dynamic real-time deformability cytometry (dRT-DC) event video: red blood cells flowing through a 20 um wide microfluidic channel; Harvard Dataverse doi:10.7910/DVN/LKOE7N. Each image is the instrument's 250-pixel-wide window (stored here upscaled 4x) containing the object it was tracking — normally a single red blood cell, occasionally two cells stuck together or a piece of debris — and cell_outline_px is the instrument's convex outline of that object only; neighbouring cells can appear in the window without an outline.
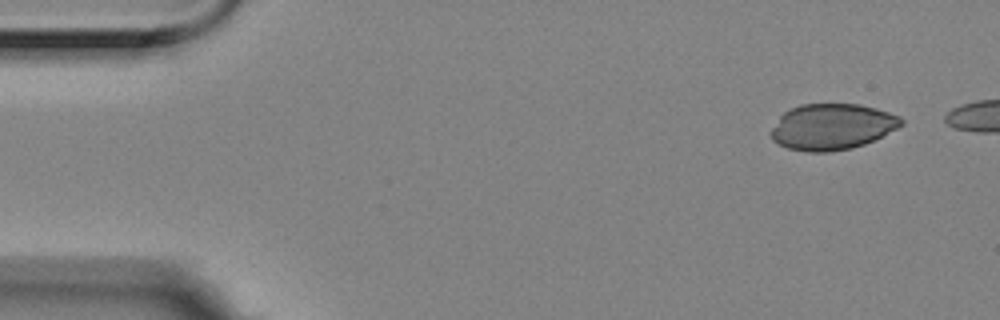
{"species": "Egyptian fruit bat (a non-hibernating species)", "species_latin": "Rousettus aegyptiacus", "temperature_condition": "room temperature", "stored_images_in_passage": 5, "camera_frame_rate_fps": 3000, "um_per_image_px": 0.085, "animal": {"sex": "female"}, "frame": {"image": 1, "passage_image": 1, "time_ms": 0.0, "image_size_px": [1000, 320], "cell_outline_px": [[904, 124], [864, 144], [852, 148], [828, 152], [804, 152], [788, 148], [772, 140], [772, 128], [780, 116], [784, 112], [800, 104], [860, 104], [876, 108], [900, 116], [904, 120]], "centroid_in_image_um": [70.72, 10.77], "position_along_channel_um": 14.3, "area_um2": 34.74}}